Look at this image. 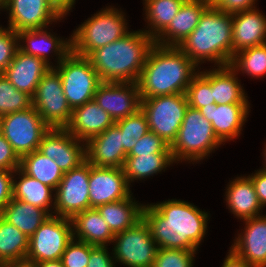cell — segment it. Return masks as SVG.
Returning <instances> with one entry per match:
<instances>
[{
	"label": "cell",
	"mask_w": 266,
	"mask_h": 267,
	"mask_svg": "<svg viewBox=\"0 0 266 267\" xmlns=\"http://www.w3.org/2000/svg\"><path fill=\"white\" fill-rule=\"evenodd\" d=\"M208 212L183 200L144 204L142 219L158 248L197 251L207 235Z\"/></svg>",
	"instance_id": "1"
},
{
	"label": "cell",
	"mask_w": 266,
	"mask_h": 267,
	"mask_svg": "<svg viewBox=\"0 0 266 267\" xmlns=\"http://www.w3.org/2000/svg\"><path fill=\"white\" fill-rule=\"evenodd\" d=\"M198 72L199 67L179 47L154 44L137 81L141 99L186 93Z\"/></svg>",
	"instance_id": "2"
},
{
	"label": "cell",
	"mask_w": 266,
	"mask_h": 267,
	"mask_svg": "<svg viewBox=\"0 0 266 267\" xmlns=\"http://www.w3.org/2000/svg\"><path fill=\"white\" fill-rule=\"evenodd\" d=\"M154 44L155 40L143 30H130L117 41L92 51L87 58L101 82L137 83Z\"/></svg>",
	"instance_id": "3"
},
{
	"label": "cell",
	"mask_w": 266,
	"mask_h": 267,
	"mask_svg": "<svg viewBox=\"0 0 266 267\" xmlns=\"http://www.w3.org/2000/svg\"><path fill=\"white\" fill-rule=\"evenodd\" d=\"M232 24V14L209 5L196 28L178 47L199 68L205 61L215 63L214 67L230 65L233 59Z\"/></svg>",
	"instance_id": "4"
},
{
	"label": "cell",
	"mask_w": 266,
	"mask_h": 267,
	"mask_svg": "<svg viewBox=\"0 0 266 267\" xmlns=\"http://www.w3.org/2000/svg\"><path fill=\"white\" fill-rule=\"evenodd\" d=\"M223 143L211 122L198 109L188 106L175 141L170 146L174 162L199 163Z\"/></svg>",
	"instance_id": "5"
},
{
	"label": "cell",
	"mask_w": 266,
	"mask_h": 267,
	"mask_svg": "<svg viewBox=\"0 0 266 267\" xmlns=\"http://www.w3.org/2000/svg\"><path fill=\"white\" fill-rule=\"evenodd\" d=\"M106 7L89 17L74 29L71 37V51L87 57L92 51L124 37L130 31L123 11Z\"/></svg>",
	"instance_id": "6"
},
{
	"label": "cell",
	"mask_w": 266,
	"mask_h": 267,
	"mask_svg": "<svg viewBox=\"0 0 266 267\" xmlns=\"http://www.w3.org/2000/svg\"><path fill=\"white\" fill-rule=\"evenodd\" d=\"M53 68L61 77L64 95L72 110L94 100L101 80L87 57L71 51Z\"/></svg>",
	"instance_id": "7"
},
{
	"label": "cell",
	"mask_w": 266,
	"mask_h": 267,
	"mask_svg": "<svg viewBox=\"0 0 266 267\" xmlns=\"http://www.w3.org/2000/svg\"><path fill=\"white\" fill-rule=\"evenodd\" d=\"M188 106L185 93L141 99V110L147 117L149 131L169 146L177 137Z\"/></svg>",
	"instance_id": "8"
},
{
	"label": "cell",
	"mask_w": 266,
	"mask_h": 267,
	"mask_svg": "<svg viewBox=\"0 0 266 267\" xmlns=\"http://www.w3.org/2000/svg\"><path fill=\"white\" fill-rule=\"evenodd\" d=\"M49 129L33 106L0 117V132L20 159L38 150L43 135Z\"/></svg>",
	"instance_id": "9"
},
{
	"label": "cell",
	"mask_w": 266,
	"mask_h": 267,
	"mask_svg": "<svg viewBox=\"0 0 266 267\" xmlns=\"http://www.w3.org/2000/svg\"><path fill=\"white\" fill-rule=\"evenodd\" d=\"M32 106L50 128H65L69 124L72 109L64 95L61 77L54 68L41 78L32 96Z\"/></svg>",
	"instance_id": "10"
},
{
	"label": "cell",
	"mask_w": 266,
	"mask_h": 267,
	"mask_svg": "<svg viewBox=\"0 0 266 267\" xmlns=\"http://www.w3.org/2000/svg\"><path fill=\"white\" fill-rule=\"evenodd\" d=\"M113 245L115 262L127 267H152L158 250L143 219L132 228L115 234Z\"/></svg>",
	"instance_id": "11"
},
{
	"label": "cell",
	"mask_w": 266,
	"mask_h": 267,
	"mask_svg": "<svg viewBox=\"0 0 266 267\" xmlns=\"http://www.w3.org/2000/svg\"><path fill=\"white\" fill-rule=\"evenodd\" d=\"M72 239L73 226L71 219L51 215L29 238L26 259L37 263L61 259Z\"/></svg>",
	"instance_id": "12"
},
{
	"label": "cell",
	"mask_w": 266,
	"mask_h": 267,
	"mask_svg": "<svg viewBox=\"0 0 266 267\" xmlns=\"http://www.w3.org/2000/svg\"><path fill=\"white\" fill-rule=\"evenodd\" d=\"M89 176L90 163L87 160L64 173L54 193V215L72 219L90 208Z\"/></svg>",
	"instance_id": "13"
},
{
	"label": "cell",
	"mask_w": 266,
	"mask_h": 267,
	"mask_svg": "<svg viewBox=\"0 0 266 267\" xmlns=\"http://www.w3.org/2000/svg\"><path fill=\"white\" fill-rule=\"evenodd\" d=\"M137 141L121 133L114 123L103 133L92 137L86 144V160L95 167L122 168L127 154Z\"/></svg>",
	"instance_id": "14"
},
{
	"label": "cell",
	"mask_w": 266,
	"mask_h": 267,
	"mask_svg": "<svg viewBox=\"0 0 266 267\" xmlns=\"http://www.w3.org/2000/svg\"><path fill=\"white\" fill-rule=\"evenodd\" d=\"M4 9L14 32L45 28L65 17L48 0H4Z\"/></svg>",
	"instance_id": "15"
},
{
	"label": "cell",
	"mask_w": 266,
	"mask_h": 267,
	"mask_svg": "<svg viewBox=\"0 0 266 267\" xmlns=\"http://www.w3.org/2000/svg\"><path fill=\"white\" fill-rule=\"evenodd\" d=\"M38 151L54 160L65 173L86 161V144L66 128H50L42 137Z\"/></svg>",
	"instance_id": "16"
},
{
	"label": "cell",
	"mask_w": 266,
	"mask_h": 267,
	"mask_svg": "<svg viewBox=\"0 0 266 267\" xmlns=\"http://www.w3.org/2000/svg\"><path fill=\"white\" fill-rule=\"evenodd\" d=\"M94 100L114 121L141 109V96L136 82H101Z\"/></svg>",
	"instance_id": "17"
},
{
	"label": "cell",
	"mask_w": 266,
	"mask_h": 267,
	"mask_svg": "<svg viewBox=\"0 0 266 267\" xmlns=\"http://www.w3.org/2000/svg\"><path fill=\"white\" fill-rule=\"evenodd\" d=\"M131 194L122 168L95 167L90 164V208L128 198Z\"/></svg>",
	"instance_id": "18"
},
{
	"label": "cell",
	"mask_w": 266,
	"mask_h": 267,
	"mask_svg": "<svg viewBox=\"0 0 266 267\" xmlns=\"http://www.w3.org/2000/svg\"><path fill=\"white\" fill-rule=\"evenodd\" d=\"M250 104H207L200 113L211 122L217 138L222 142L236 139L247 121Z\"/></svg>",
	"instance_id": "19"
},
{
	"label": "cell",
	"mask_w": 266,
	"mask_h": 267,
	"mask_svg": "<svg viewBox=\"0 0 266 267\" xmlns=\"http://www.w3.org/2000/svg\"><path fill=\"white\" fill-rule=\"evenodd\" d=\"M48 27L41 29L22 30L17 32L18 49L22 52L38 57L53 68L50 63V54L56 56L57 65L71 52V37L60 39L47 31ZM21 42H23L21 44ZM21 44V45H20ZM50 53V54H48Z\"/></svg>",
	"instance_id": "20"
},
{
	"label": "cell",
	"mask_w": 266,
	"mask_h": 267,
	"mask_svg": "<svg viewBox=\"0 0 266 267\" xmlns=\"http://www.w3.org/2000/svg\"><path fill=\"white\" fill-rule=\"evenodd\" d=\"M244 230L235 237L232 249L253 267H266V215L243 220Z\"/></svg>",
	"instance_id": "21"
},
{
	"label": "cell",
	"mask_w": 266,
	"mask_h": 267,
	"mask_svg": "<svg viewBox=\"0 0 266 267\" xmlns=\"http://www.w3.org/2000/svg\"><path fill=\"white\" fill-rule=\"evenodd\" d=\"M233 57L240 50L266 43V16L252 8L232 14Z\"/></svg>",
	"instance_id": "22"
},
{
	"label": "cell",
	"mask_w": 266,
	"mask_h": 267,
	"mask_svg": "<svg viewBox=\"0 0 266 267\" xmlns=\"http://www.w3.org/2000/svg\"><path fill=\"white\" fill-rule=\"evenodd\" d=\"M51 67L38 57L17 49L13 60L3 74L17 90L26 92L31 97L36 91L41 78Z\"/></svg>",
	"instance_id": "23"
},
{
	"label": "cell",
	"mask_w": 266,
	"mask_h": 267,
	"mask_svg": "<svg viewBox=\"0 0 266 267\" xmlns=\"http://www.w3.org/2000/svg\"><path fill=\"white\" fill-rule=\"evenodd\" d=\"M115 123L113 118L95 100L72 110L69 124L65 127L75 138L87 142Z\"/></svg>",
	"instance_id": "24"
},
{
	"label": "cell",
	"mask_w": 266,
	"mask_h": 267,
	"mask_svg": "<svg viewBox=\"0 0 266 267\" xmlns=\"http://www.w3.org/2000/svg\"><path fill=\"white\" fill-rule=\"evenodd\" d=\"M208 6L202 0H186L169 26L155 39V44L178 47L196 28L201 14Z\"/></svg>",
	"instance_id": "25"
},
{
	"label": "cell",
	"mask_w": 266,
	"mask_h": 267,
	"mask_svg": "<svg viewBox=\"0 0 266 267\" xmlns=\"http://www.w3.org/2000/svg\"><path fill=\"white\" fill-rule=\"evenodd\" d=\"M224 196L228 209L240 221L262 215L263 207L248 176H239L230 181Z\"/></svg>",
	"instance_id": "26"
},
{
	"label": "cell",
	"mask_w": 266,
	"mask_h": 267,
	"mask_svg": "<svg viewBox=\"0 0 266 267\" xmlns=\"http://www.w3.org/2000/svg\"><path fill=\"white\" fill-rule=\"evenodd\" d=\"M73 238L94 246L113 243L114 234L97 208H89L72 219Z\"/></svg>",
	"instance_id": "27"
},
{
	"label": "cell",
	"mask_w": 266,
	"mask_h": 267,
	"mask_svg": "<svg viewBox=\"0 0 266 267\" xmlns=\"http://www.w3.org/2000/svg\"><path fill=\"white\" fill-rule=\"evenodd\" d=\"M132 195L97 207L114 235L132 228L142 220L144 205L136 202Z\"/></svg>",
	"instance_id": "28"
},
{
	"label": "cell",
	"mask_w": 266,
	"mask_h": 267,
	"mask_svg": "<svg viewBox=\"0 0 266 267\" xmlns=\"http://www.w3.org/2000/svg\"><path fill=\"white\" fill-rule=\"evenodd\" d=\"M237 75L230 65L210 70V85L216 104H250Z\"/></svg>",
	"instance_id": "29"
},
{
	"label": "cell",
	"mask_w": 266,
	"mask_h": 267,
	"mask_svg": "<svg viewBox=\"0 0 266 267\" xmlns=\"http://www.w3.org/2000/svg\"><path fill=\"white\" fill-rule=\"evenodd\" d=\"M13 175H19V178L13 176V198L45 209L50 215H54L55 191L51 187L28 176L20 168L16 169Z\"/></svg>",
	"instance_id": "30"
},
{
	"label": "cell",
	"mask_w": 266,
	"mask_h": 267,
	"mask_svg": "<svg viewBox=\"0 0 266 267\" xmlns=\"http://www.w3.org/2000/svg\"><path fill=\"white\" fill-rule=\"evenodd\" d=\"M0 216L30 238L51 215L45 209L12 198Z\"/></svg>",
	"instance_id": "31"
},
{
	"label": "cell",
	"mask_w": 266,
	"mask_h": 267,
	"mask_svg": "<svg viewBox=\"0 0 266 267\" xmlns=\"http://www.w3.org/2000/svg\"><path fill=\"white\" fill-rule=\"evenodd\" d=\"M172 153H155L153 155L127 156L122 167L129 185L135 180H144L154 174L165 171L174 164Z\"/></svg>",
	"instance_id": "32"
},
{
	"label": "cell",
	"mask_w": 266,
	"mask_h": 267,
	"mask_svg": "<svg viewBox=\"0 0 266 267\" xmlns=\"http://www.w3.org/2000/svg\"><path fill=\"white\" fill-rule=\"evenodd\" d=\"M147 28L143 31L154 40L169 26L186 0H143ZM149 26V27H148ZM148 29V30H147Z\"/></svg>",
	"instance_id": "33"
},
{
	"label": "cell",
	"mask_w": 266,
	"mask_h": 267,
	"mask_svg": "<svg viewBox=\"0 0 266 267\" xmlns=\"http://www.w3.org/2000/svg\"><path fill=\"white\" fill-rule=\"evenodd\" d=\"M20 169L28 176L51 187L54 191L64 175V172L58 167L54 160H51L38 150L21 158Z\"/></svg>",
	"instance_id": "34"
},
{
	"label": "cell",
	"mask_w": 266,
	"mask_h": 267,
	"mask_svg": "<svg viewBox=\"0 0 266 267\" xmlns=\"http://www.w3.org/2000/svg\"><path fill=\"white\" fill-rule=\"evenodd\" d=\"M29 237L0 216V259L4 264L26 259Z\"/></svg>",
	"instance_id": "35"
},
{
	"label": "cell",
	"mask_w": 266,
	"mask_h": 267,
	"mask_svg": "<svg viewBox=\"0 0 266 267\" xmlns=\"http://www.w3.org/2000/svg\"><path fill=\"white\" fill-rule=\"evenodd\" d=\"M230 66L237 73L263 78L266 76V43L240 50L234 54Z\"/></svg>",
	"instance_id": "36"
},
{
	"label": "cell",
	"mask_w": 266,
	"mask_h": 267,
	"mask_svg": "<svg viewBox=\"0 0 266 267\" xmlns=\"http://www.w3.org/2000/svg\"><path fill=\"white\" fill-rule=\"evenodd\" d=\"M32 106V97L17 90L3 73H0V117Z\"/></svg>",
	"instance_id": "37"
},
{
	"label": "cell",
	"mask_w": 266,
	"mask_h": 267,
	"mask_svg": "<svg viewBox=\"0 0 266 267\" xmlns=\"http://www.w3.org/2000/svg\"><path fill=\"white\" fill-rule=\"evenodd\" d=\"M188 105L199 109L207 104H214L213 88L210 85V69L200 71L192 78L187 90Z\"/></svg>",
	"instance_id": "38"
},
{
	"label": "cell",
	"mask_w": 266,
	"mask_h": 267,
	"mask_svg": "<svg viewBox=\"0 0 266 267\" xmlns=\"http://www.w3.org/2000/svg\"><path fill=\"white\" fill-rule=\"evenodd\" d=\"M194 250L158 248L152 267H193Z\"/></svg>",
	"instance_id": "39"
},
{
	"label": "cell",
	"mask_w": 266,
	"mask_h": 267,
	"mask_svg": "<svg viewBox=\"0 0 266 267\" xmlns=\"http://www.w3.org/2000/svg\"><path fill=\"white\" fill-rule=\"evenodd\" d=\"M94 247V245L73 238L60 259L63 267H86L90 252Z\"/></svg>",
	"instance_id": "40"
},
{
	"label": "cell",
	"mask_w": 266,
	"mask_h": 267,
	"mask_svg": "<svg viewBox=\"0 0 266 267\" xmlns=\"http://www.w3.org/2000/svg\"><path fill=\"white\" fill-rule=\"evenodd\" d=\"M115 124L121 133L129 138H134L136 141L149 132L147 117L141 109L126 118L115 121Z\"/></svg>",
	"instance_id": "41"
},
{
	"label": "cell",
	"mask_w": 266,
	"mask_h": 267,
	"mask_svg": "<svg viewBox=\"0 0 266 267\" xmlns=\"http://www.w3.org/2000/svg\"><path fill=\"white\" fill-rule=\"evenodd\" d=\"M155 153H171L170 146L161 137L149 131L137 140L127 156L153 155Z\"/></svg>",
	"instance_id": "42"
},
{
	"label": "cell",
	"mask_w": 266,
	"mask_h": 267,
	"mask_svg": "<svg viewBox=\"0 0 266 267\" xmlns=\"http://www.w3.org/2000/svg\"><path fill=\"white\" fill-rule=\"evenodd\" d=\"M18 49V36L9 27L0 25V73H3L13 60Z\"/></svg>",
	"instance_id": "43"
},
{
	"label": "cell",
	"mask_w": 266,
	"mask_h": 267,
	"mask_svg": "<svg viewBox=\"0 0 266 267\" xmlns=\"http://www.w3.org/2000/svg\"><path fill=\"white\" fill-rule=\"evenodd\" d=\"M20 160L12 145L0 132V169L14 172L20 168Z\"/></svg>",
	"instance_id": "44"
},
{
	"label": "cell",
	"mask_w": 266,
	"mask_h": 267,
	"mask_svg": "<svg viewBox=\"0 0 266 267\" xmlns=\"http://www.w3.org/2000/svg\"><path fill=\"white\" fill-rule=\"evenodd\" d=\"M108 252L107 246H95L90 252V258L86 267H115L116 262Z\"/></svg>",
	"instance_id": "45"
},
{
	"label": "cell",
	"mask_w": 266,
	"mask_h": 267,
	"mask_svg": "<svg viewBox=\"0 0 266 267\" xmlns=\"http://www.w3.org/2000/svg\"><path fill=\"white\" fill-rule=\"evenodd\" d=\"M13 174L0 169V213L13 198Z\"/></svg>",
	"instance_id": "46"
},
{
	"label": "cell",
	"mask_w": 266,
	"mask_h": 267,
	"mask_svg": "<svg viewBox=\"0 0 266 267\" xmlns=\"http://www.w3.org/2000/svg\"><path fill=\"white\" fill-rule=\"evenodd\" d=\"M257 0H218L214 6L222 12L237 13L255 8Z\"/></svg>",
	"instance_id": "47"
},
{
	"label": "cell",
	"mask_w": 266,
	"mask_h": 267,
	"mask_svg": "<svg viewBox=\"0 0 266 267\" xmlns=\"http://www.w3.org/2000/svg\"><path fill=\"white\" fill-rule=\"evenodd\" d=\"M251 179L259 202L264 208L266 206V170L258 169L254 174L248 175Z\"/></svg>",
	"instance_id": "48"
},
{
	"label": "cell",
	"mask_w": 266,
	"mask_h": 267,
	"mask_svg": "<svg viewBox=\"0 0 266 267\" xmlns=\"http://www.w3.org/2000/svg\"><path fill=\"white\" fill-rule=\"evenodd\" d=\"M221 267H253V266H251L243 258L239 257L232 249H230Z\"/></svg>",
	"instance_id": "49"
},
{
	"label": "cell",
	"mask_w": 266,
	"mask_h": 267,
	"mask_svg": "<svg viewBox=\"0 0 266 267\" xmlns=\"http://www.w3.org/2000/svg\"><path fill=\"white\" fill-rule=\"evenodd\" d=\"M63 16L69 14L76 0H48Z\"/></svg>",
	"instance_id": "50"
},
{
	"label": "cell",
	"mask_w": 266,
	"mask_h": 267,
	"mask_svg": "<svg viewBox=\"0 0 266 267\" xmlns=\"http://www.w3.org/2000/svg\"><path fill=\"white\" fill-rule=\"evenodd\" d=\"M4 267H37V262L28 259H22L7 263Z\"/></svg>",
	"instance_id": "51"
},
{
	"label": "cell",
	"mask_w": 266,
	"mask_h": 267,
	"mask_svg": "<svg viewBox=\"0 0 266 267\" xmlns=\"http://www.w3.org/2000/svg\"><path fill=\"white\" fill-rule=\"evenodd\" d=\"M37 267H63V264L60 259L38 262Z\"/></svg>",
	"instance_id": "52"
},
{
	"label": "cell",
	"mask_w": 266,
	"mask_h": 267,
	"mask_svg": "<svg viewBox=\"0 0 266 267\" xmlns=\"http://www.w3.org/2000/svg\"><path fill=\"white\" fill-rule=\"evenodd\" d=\"M262 153H263V159H264V166L261 169L266 170V144H265V147Z\"/></svg>",
	"instance_id": "53"
},
{
	"label": "cell",
	"mask_w": 266,
	"mask_h": 267,
	"mask_svg": "<svg viewBox=\"0 0 266 267\" xmlns=\"http://www.w3.org/2000/svg\"><path fill=\"white\" fill-rule=\"evenodd\" d=\"M203 2H207L209 5H214L218 0H202Z\"/></svg>",
	"instance_id": "54"
},
{
	"label": "cell",
	"mask_w": 266,
	"mask_h": 267,
	"mask_svg": "<svg viewBox=\"0 0 266 267\" xmlns=\"http://www.w3.org/2000/svg\"><path fill=\"white\" fill-rule=\"evenodd\" d=\"M4 10V0H0V11Z\"/></svg>",
	"instance_id": "55"
},
{
	"label": "cell",
	"mask_w": 266,
	"mask_h": 267,
	"mask_svg": "<svg viewBox=\"0 0 266 267\" xmlns=\"http://www.w3.org/2000/svg\"><path fill=\"white\" fill-rule=\"evenodd\" d=\"M4 266H5L4 262L0 259V267H4Z\"/></svg>",
	"instance_id": "56"
}]
</instances>
